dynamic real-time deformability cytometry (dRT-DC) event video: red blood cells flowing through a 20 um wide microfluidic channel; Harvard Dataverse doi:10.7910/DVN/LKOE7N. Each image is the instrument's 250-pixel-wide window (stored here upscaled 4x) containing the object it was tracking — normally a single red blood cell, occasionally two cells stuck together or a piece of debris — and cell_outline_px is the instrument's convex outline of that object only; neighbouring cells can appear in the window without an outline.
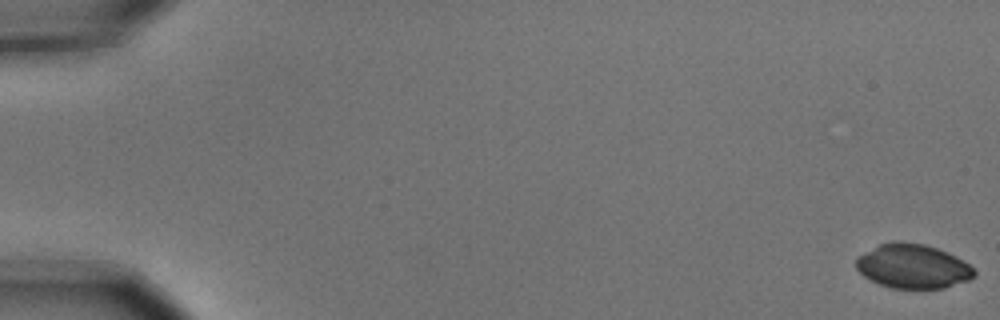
{"species": "common noctule bat (a hibernating species)", "species_latin": "Nyctalus noctula", "temperature_condition": "cold", "stored_images_in_passage": 9, "camera_frame_rate_fps": 3000, "um_per_image_px": 0.085, "animal": {"sex": "male", "body_mass_g": 15.6}, "frame": {"image": 1, "passage_image": 1, "time_ms": 0.0, "image_size_px": [1000, 320], "cell_outline_px": [[976, 276], [968, 280], [944, 288], [892, 288], [880, 284], [864, 276], [856, 268], [856, 256], [880, 244], [892, 240], [900, 240], [924, 244], [936, 248], [956, 256], [968, 264], [976, 272]], "centroid_in_image_um": [77.57, 22.62], "position_along_channel_um": 7.4, "area_um2": 30.46}}